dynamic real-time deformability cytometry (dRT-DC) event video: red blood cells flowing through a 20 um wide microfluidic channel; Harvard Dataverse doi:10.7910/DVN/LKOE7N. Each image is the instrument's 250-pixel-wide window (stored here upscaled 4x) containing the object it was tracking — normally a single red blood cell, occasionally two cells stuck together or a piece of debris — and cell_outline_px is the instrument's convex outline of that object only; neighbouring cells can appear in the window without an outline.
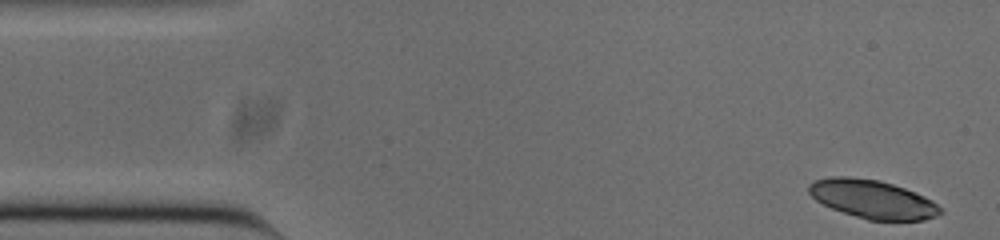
{"species": "common noctule bat (a hibernating species)", "species_latin": "Nyctalus noctula", "temperature_condition": "cold", "stored_images_in_passage": 51, "camera_frame_rate_fps": 3000, "um_per_image_px": 0.085, "animal": {"sex": "male", "body_mass_g": 20.0, "forearm_length_mm": 53.3}, "frame": {"image": 1, "passage_image": 1, "time_ms": 0.0, "image_size_px": [1000, 240], "cell_outline_px": [[944, 212], [936, 216], [924, 220], [868, 220], [832, 208], [816, 200], [808, 192], [808, 184], [816, 180], [828, 176], [848, 176], [880, 180], [904, 188], [924, 196], [932, 200], [944, 208]], "centroid_in_image_um": [74.19, 16.92], "position_along_channel_um": 10.8, "area_um2": 29.54}}